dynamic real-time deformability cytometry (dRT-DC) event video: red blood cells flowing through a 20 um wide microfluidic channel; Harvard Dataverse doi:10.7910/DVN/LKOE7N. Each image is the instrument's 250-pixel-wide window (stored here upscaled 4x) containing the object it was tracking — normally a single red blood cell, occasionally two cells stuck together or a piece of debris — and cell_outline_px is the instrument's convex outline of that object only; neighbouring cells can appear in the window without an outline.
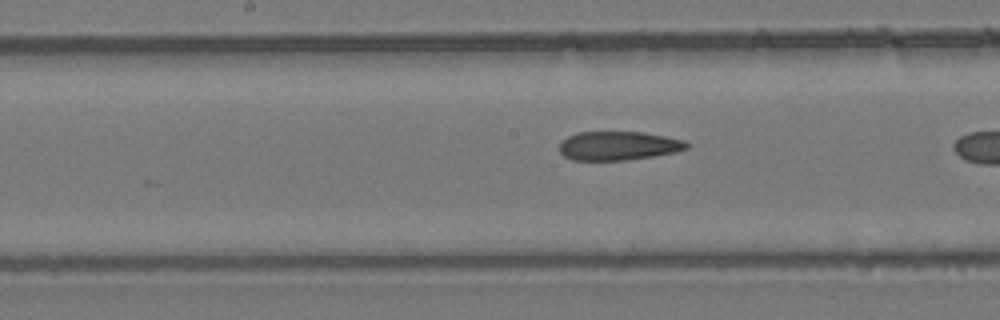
{"species": "common noctule bat (a hibernating species)", "species_latin": "Nyctalus noctula", "temperature_condition": "room temperature", "stored_images_in_passage": 24, "camera_frame_rate_fps": 3000, "um_per_image_px": 0.085, "animal": {"sex": "female", "body_mass_g": 24.6, "forearm_length_mm": 56.2}, "frame": {"image": 1, "passage_image": 21, "time_ms": 6.667, "image_size_px": [1000, 320], "cell_outline_px": [[688, 148], [676, 152], [628, 160], [572, 160], [564, 156], [560, 152], [560, 140], [576, 132], [640, 132], [664, 136], [684, 140], [688, 144]], "centroid_in_image_um": [52.53, 12.39], "position_along_channel_um": 195.7, "area_um2": 21.39}}